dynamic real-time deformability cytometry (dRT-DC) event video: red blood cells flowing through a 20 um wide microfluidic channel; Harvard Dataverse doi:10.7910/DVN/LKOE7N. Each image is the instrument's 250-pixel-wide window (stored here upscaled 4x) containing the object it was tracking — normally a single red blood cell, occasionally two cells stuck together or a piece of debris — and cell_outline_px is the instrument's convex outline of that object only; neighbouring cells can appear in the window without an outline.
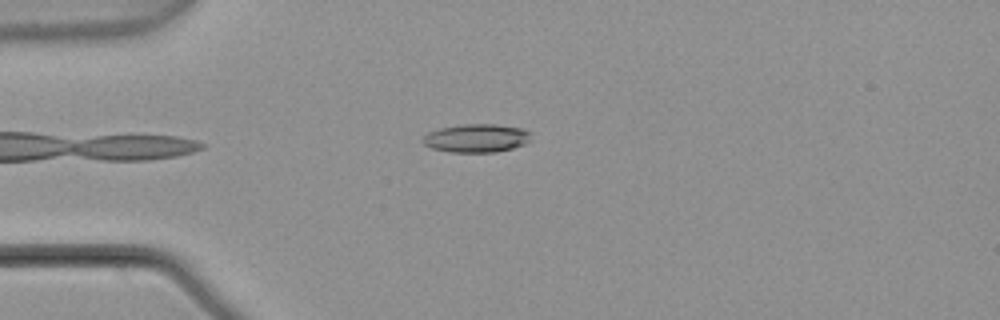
{"species": "common noctule bat (a hibernating species)", "species_latin": "Nyctalus noctula", "temperature_condition": "warm", "stored_images_in_passage": 5, "camera_frame_rate_fps": 3000, "um_per_image_px": 0.085, "animal": {"sex": "male", "body_mass_g": 21.5, "forearm_length_mm": 52.0}, "frame": {"image": 1, "passage_image": 5, "time_ms": 1.333, "image_size_px": [1000, 320], "cell_outline_px": [[532, 132], [528, 140], [524, 144], [512, 148], [496, 152], [452, 152], [432, 148], [424, 144], [420, 140], [428, 132], [440, 128], [464, 124], [496, 124], [524, 128]], "centroid_in_image_um": [40.5, 11.73], "position_along_channel_um": 44.5, "area_um2": 17.92}}